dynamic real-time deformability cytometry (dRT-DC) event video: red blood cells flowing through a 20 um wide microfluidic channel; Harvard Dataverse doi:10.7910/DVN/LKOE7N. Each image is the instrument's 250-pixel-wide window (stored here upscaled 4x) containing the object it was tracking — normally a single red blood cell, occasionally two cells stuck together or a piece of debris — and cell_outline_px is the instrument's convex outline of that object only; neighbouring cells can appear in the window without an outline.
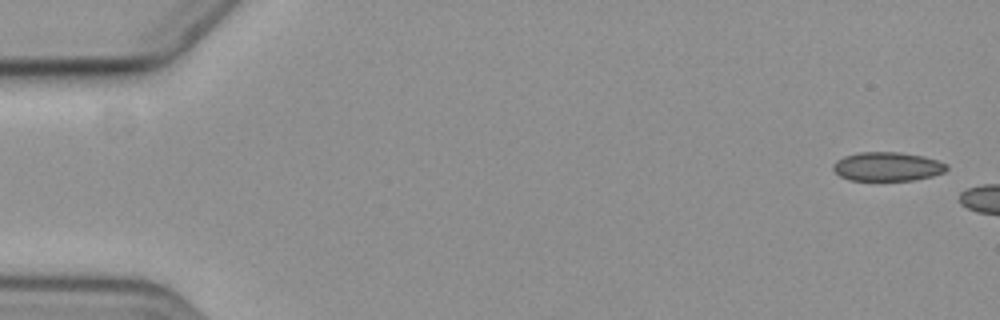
{"species": "common noctule bat (a hibernating species)", "species_latin": "Nyctalus noctula", "temperature_condition": "cold", "stored_images_in_passage": 2, "camera_frame_rate_fps": 3000, "um_per_image_px": 0.085, "animal": {"sex": "female", "body_mass_g": 19.3, "forearm_length_mm": 54.1}, "frame": {"image": 1, "passage_image": 1, "time_ms": 0.0, "image_size_px": [1000, 320], "cell_outline_px": [[948, 168], [944, 172], [932, 176], [912, 180], [848, 180], [840, 176], [832, 168], [832, 164], [836, 160], [844, 156], [860, 152], [900, 152], [924, 156], [948, 164]], "centroid_in_image_um": [75.41, 14.15], "position_along_channel_um": 9.6, "area_um2": 19.19}}